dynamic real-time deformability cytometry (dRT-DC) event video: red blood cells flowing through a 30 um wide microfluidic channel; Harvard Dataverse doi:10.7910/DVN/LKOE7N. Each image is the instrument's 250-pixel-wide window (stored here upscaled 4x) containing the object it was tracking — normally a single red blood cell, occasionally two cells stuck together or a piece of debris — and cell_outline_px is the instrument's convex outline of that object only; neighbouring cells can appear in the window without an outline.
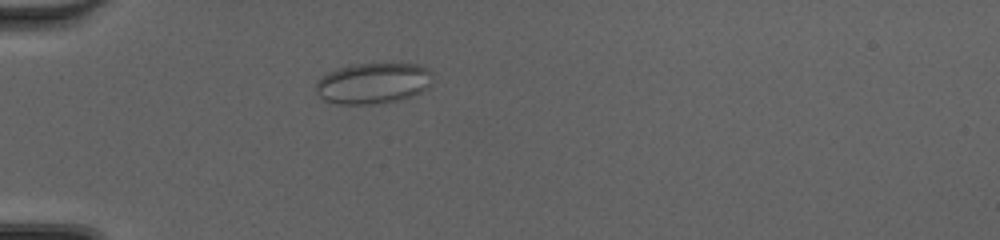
{"species": "common noctule bat (a hibernating species)", "species_latin": "Nyctalus noctula", "temperature_condition": "cold", "stored_images_in_passage": 46, "camera_frame_rate_fps": 3000, "um_per_image_px": 0.085, "animal": {"sex": "female", "body_mass_g": 20.0, "forearm_length_mm": 54.0}, "frame": {"image": 1, "passage_image": 12, "time_ms": 3.667, "image_size_px": [1000, 240], "cell_outline_px": [[432, 72], [428, 88], [412, 96], [400, 100], [372, 104], [336, 104], [324, 100], [316, 92], [316, 80], [328, 72], [336, 68], [352, 64], [416, 64], [428, 68]], "centroid_in_image_um": [31.68, 7.08], "position_along_channel_um": 53.3, "area_um2": 27.92}}
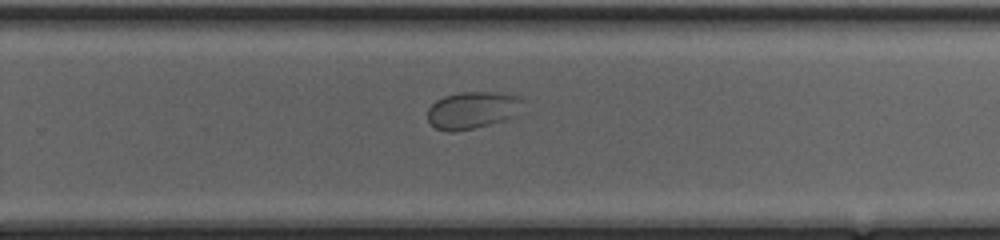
{"frame": {"image": 2, "passage_image": 30, "time_ms": 9.667, "image_size_px": [1000, 240], "cell_outline_px": [[524, 100], [516, 116], [508, 120], [456, 132], [448, 132], [436, 128], [428, 120], [428, 108], [436, 100], [444, 96], [460, 92], [492, 92], [520, 96]], "centroid_in_image_um": [40.18, 9.37], "position_along_channel_um": 289.6, "area_um2": 20.81}}
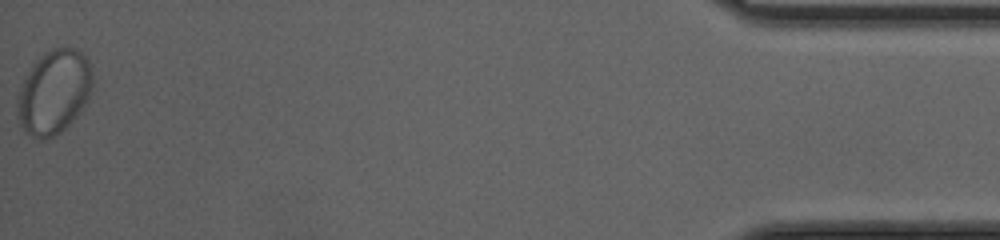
{"frame": {"image": 3, "passage_image": 46, "time_ms": 15.0, "image_size_px": [1000, 240], "cell_outline_px": [[92, 92], [88, 100], [80, 112], [60, 132], [52, 136], [40, 140], [36, 140], [24, 132], [20, 124], [16, 108], [16, 100], [20, 88], [32, 64], [40, 56], [56, 48], [72, 48], [80, 52], [88, 60], [92, 72]], "centroid_in_image_um": [4.57, 7.85], "position_along_channel_um": 430.6, "area_um2": 36.76}}